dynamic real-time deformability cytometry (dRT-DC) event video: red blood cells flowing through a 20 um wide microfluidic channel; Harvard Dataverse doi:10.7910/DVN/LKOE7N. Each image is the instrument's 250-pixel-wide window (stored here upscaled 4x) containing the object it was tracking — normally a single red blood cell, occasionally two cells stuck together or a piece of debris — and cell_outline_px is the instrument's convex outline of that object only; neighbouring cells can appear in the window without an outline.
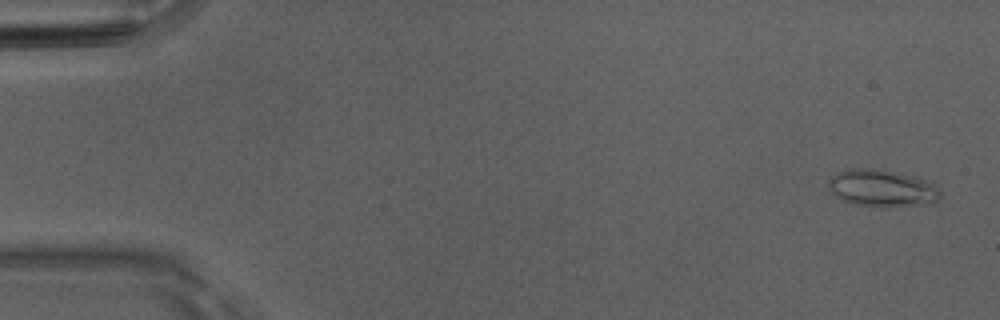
{"species": "Egyptian fruit bat (a non-hibernating species)", "species_latin": "Rousettus aegyptiacus", "temperature_condition": "room temperature", "stored_images_in_passage": 44, "camera_frame_rate_fps": 3000, "um_per_image_px": 0.085, "animal": {"sex": "male"}, "frame": {"image": 1, "passage_image": 1, "time_ms": 0.0, "image_size_px": [1000, 320], "cell_outline_px": [[940, 196], [932, 204], [856, 204], [844, 200], [836, 196], [828, 188], [828, 180], [836, 172], [848, 168], [872, 168], [916, 176], [932, 184], [940, 192]], "centroid_in_image_um": [74.92, 15.94], "position_along_channel_um": 10.1, "area_um2": 23.24}}
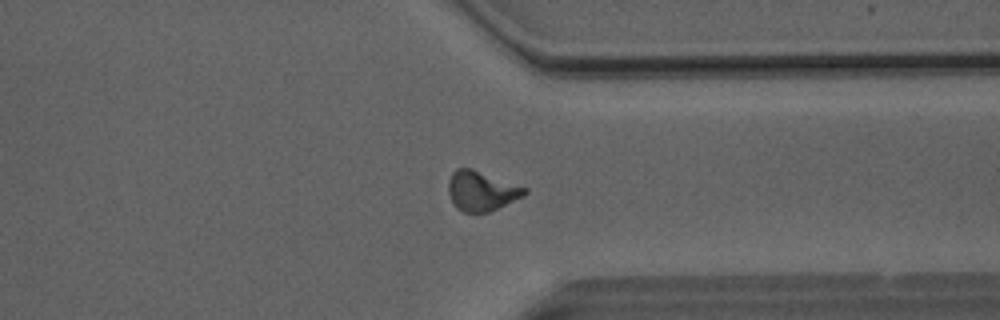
{"frame": {"image": 2, "passage_image": 38, "time_ms": 12.333, "image_size_px": [1000, 320], "cell_outline_px": [[528, 192], [524, 196], [488, 212], [464, 212], [456, 208], [452, 204], [448, 192], [448, 180], [452, 172], [456, 168], [472, 168], [528, 188]], "centroid_in_image_um": [40.91, 16.22], "position_along_channel_um": 370.5, "area_um2": 17.8}}
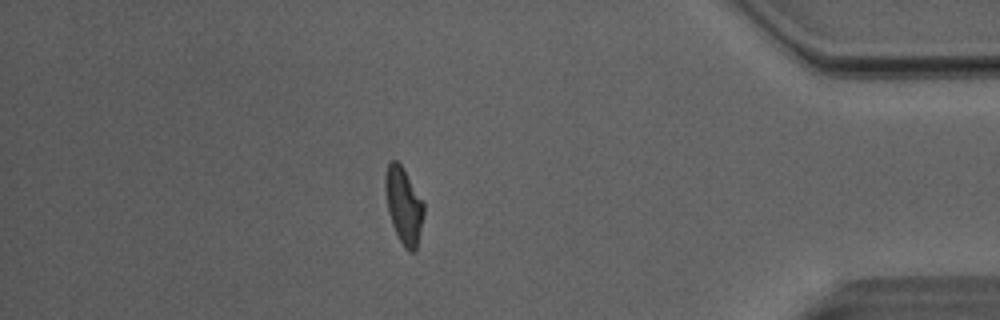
{"frame": {"image": 3, "passage_image": 43, "time_ms": 14.0, "image_size_px": [1000, 320], "cell_outline_px": [[424, 212], [416, 252], [408, 252], [404, 248], [392, 224], [388, 212], [384, 188], [384, 176], [388, 164], [392, 160], [396, 160], [400, 164], [424, 200]], "centroid_in_image_um": [34.31, 17.47], "position_along_channel_um": 400.9, "area_um2": 17.28}}